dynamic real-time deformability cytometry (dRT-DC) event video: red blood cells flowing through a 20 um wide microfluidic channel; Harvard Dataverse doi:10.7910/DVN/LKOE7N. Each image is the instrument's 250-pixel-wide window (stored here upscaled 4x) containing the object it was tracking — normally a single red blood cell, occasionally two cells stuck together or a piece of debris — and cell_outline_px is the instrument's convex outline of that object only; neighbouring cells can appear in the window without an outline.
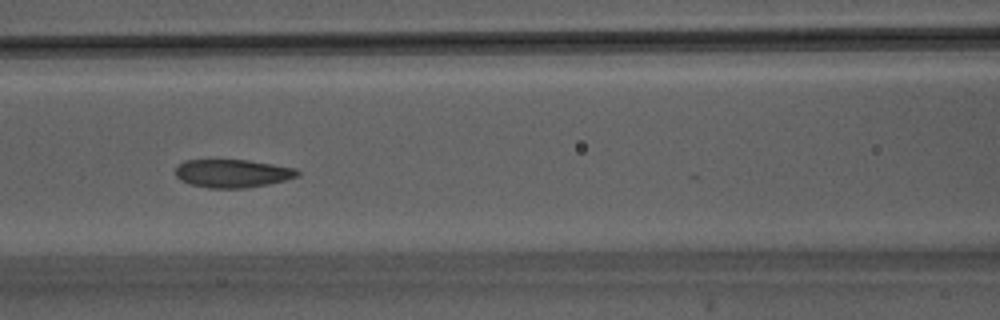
{"species": "Egyptian fruit bat (a non-hibernating species)", "species_latin": "Rousettus aegyptiacus", "temperature_condition": "warm", "stored_images_in_passage": 45, "camera_frame_rate_fps": 3000, "um_per_image_px": 0.085, "animal": {"sex": "male"}, "frame": {"image": 1, "passage_image": 20, "time_ms": 6.333, "image_size_px": [1000, 320], "cell_outline_px": [[300, 176], [268, 184], [248, 188], [208, 188], [192, 184], [180, 180], [176, 176], [176, 168], [184, 160], [248, 160], [296, 168], [300, 172]], "centroid_in_image_um": [19.79, 14.74], "position_along_channel_um": 146.8, "area_um2": 20.0}}
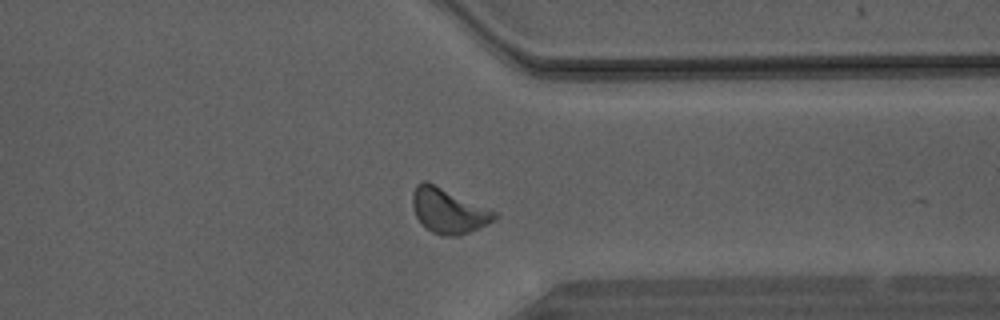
{"frame": {"image": 2, "passage_image": 35, "time_ms": 11.333, "image_size_px": [1000, 320], "cell_outline_px": [[496, 220], [480, 228], [460, 236], [444, 236], [432, 232], [416, 216], [412, 204], [412, 192], [416, 184], [424, 180], [496, 212]], "centroid_in_image_um": [38.11, 17.93], "position_along_channel_um": 373.3, "area_um2": 21.04}}
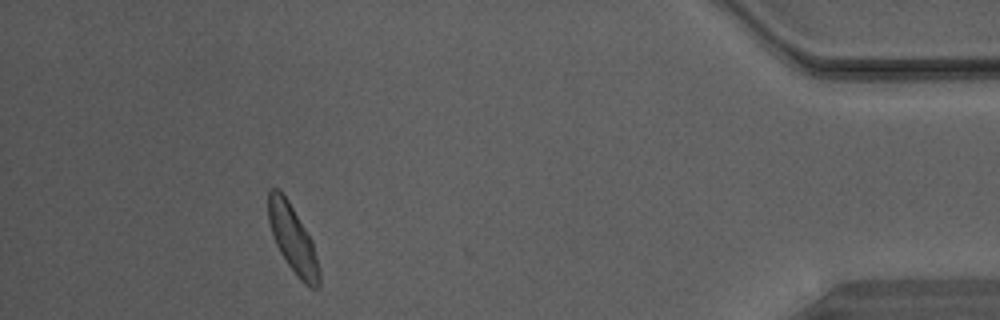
{"frame": {"image": 3, "passage_image": 41, "time_ms": 13.333, "image_size_px": [1000, 320], "cell_outline_px": [[320, 288], [308, 288], [296, 276], [280, 252], [276, 244], [268, 220], [268, 188], [276, 188], [288, 200], [312, 240], [320, 268]], "centroid_in_image_um": [24.91, 20.37], "position_along_channel_um": 410.3, "area_um2": 20.0}}